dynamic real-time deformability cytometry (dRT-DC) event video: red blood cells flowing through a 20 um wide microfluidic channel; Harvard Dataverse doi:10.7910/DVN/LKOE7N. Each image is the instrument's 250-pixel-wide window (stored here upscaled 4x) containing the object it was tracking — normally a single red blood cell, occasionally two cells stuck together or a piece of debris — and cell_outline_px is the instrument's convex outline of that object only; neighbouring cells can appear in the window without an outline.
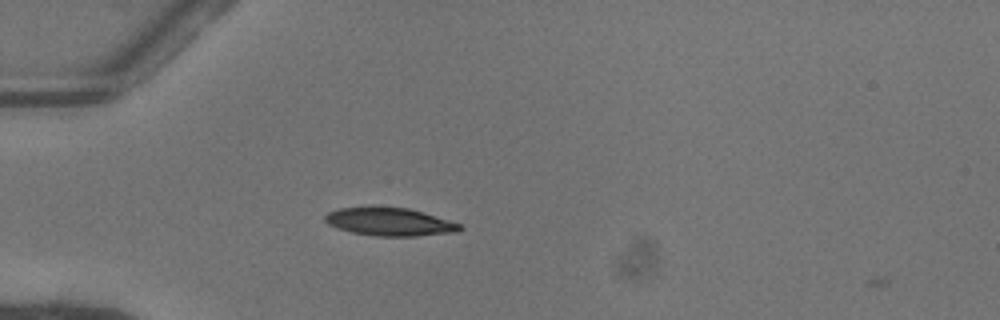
{"species": "common noctule bat (a hibernating species)", "species_latin": "Nyctalus noctula", "temperature_condition": "warm", "stored_images_in_passage": 2, "camera_frame_rate_fps": 3000, "um_per_image_px": 0.085, "animal": {"sex": "female"}, "frame": {"image": 1, "passage_image": 1, "time_ms": 0.0, "image_size_px": [1000, 320], "cell_outline_px": [[464, 228], [456, 232], [416, 236], [376, 236], [352, 232], [328, 224], [324, 220], [324, 216], [328, 212], [340, 208], [408, 208], [424, 212], [460, 224]], "centroid_in_image_um": [33.15, 18.87], "position_along_channel_um": 51.9, "area_um2": 21.56}}